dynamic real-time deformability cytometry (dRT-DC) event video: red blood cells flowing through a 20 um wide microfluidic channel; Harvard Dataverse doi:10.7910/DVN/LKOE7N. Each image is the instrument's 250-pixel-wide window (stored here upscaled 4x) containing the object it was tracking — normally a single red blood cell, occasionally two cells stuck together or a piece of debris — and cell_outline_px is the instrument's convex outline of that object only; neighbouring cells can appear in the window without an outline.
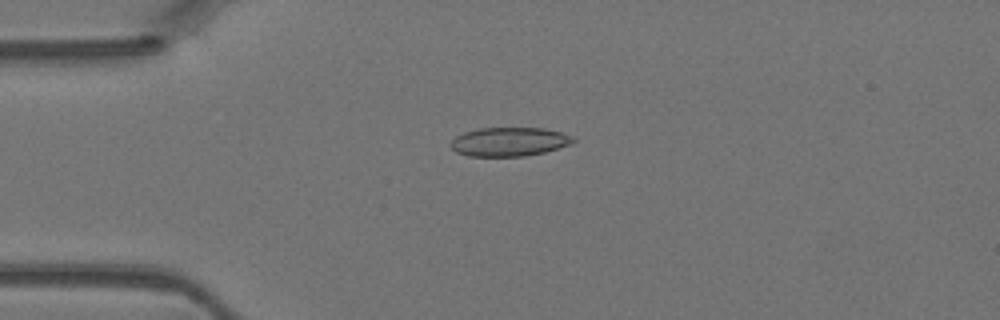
{"species": "Egyptian fruit bat (a non-hibernating species)", "species_latin": "Rousettus aegyptiacus", "temperature_condition": "warm", "stored_images_in_passage": 45, "camera_frame_rate_fps": 3000, "um_per_image_px": 0.085, "animal": {"sex": "female"}, "frame": {"image": 1, "passage_image": 11, "time_ms": 3.333, "image_size_px": [1000, 320], "cell_outline_px": [[576, 140], [572, 144], [544, 152], [524, 156], [468, 156], [456, 152], [448, 144], [456, 136], [464, 132], [480, 128], [544, 128], [560, 132], [572, 136]], "centroid_in_image_um": [43.27, 12.05], "position_along_channel_um": 41.7, "area_um2": 20.63}}
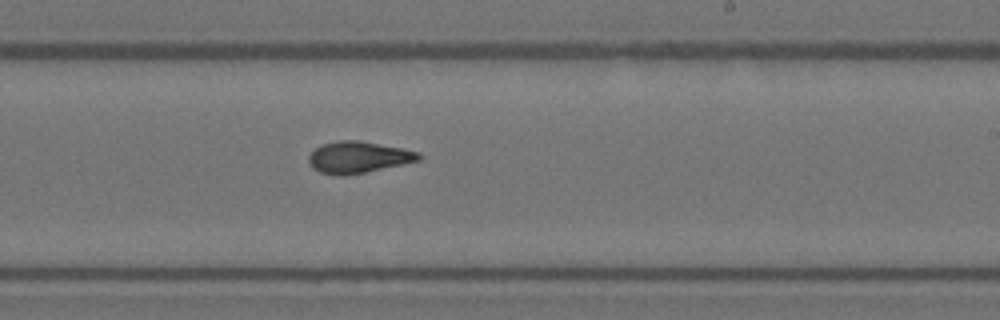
{"frame": {"image": 2, "passage_image": 27, "time_ms": 8.667, "image_size_px": [1000, 320], "cell_outline_px": [[424, 156], [420, 160], [364, 172], [344, 176], [340, 176], [320, 172], [312, 168], [308, 164], [308, 156], [320, 144], [340, 140], [360, 140], [404, 148], [420, 152]], "centroid_in_image_um": [30.45, 13.35], "position_along_channel_um": 258.5, "area_um2": 20.4}}
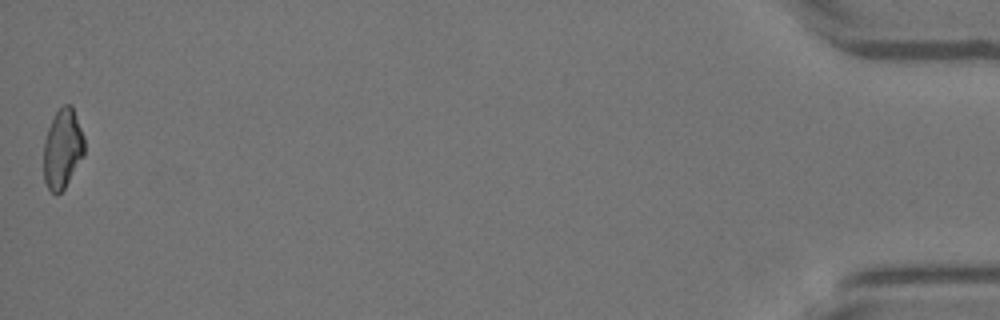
{"frame": {"image": 3, "passage_image": 45, "time_ms": 14.667, "image_size_px": [1000, 320], "cell_outline_px": [[84, 156], [64, 188], [56, 196], [48, 188], [44, 180], [44, 140], [48, 128], [56, 112], [64, 104], [72, 104], [84, 136]], "centroid_in_image_um": [5.32, 12.64], "position_along_channel_um": 429.9, "area_um2": 18.9}}